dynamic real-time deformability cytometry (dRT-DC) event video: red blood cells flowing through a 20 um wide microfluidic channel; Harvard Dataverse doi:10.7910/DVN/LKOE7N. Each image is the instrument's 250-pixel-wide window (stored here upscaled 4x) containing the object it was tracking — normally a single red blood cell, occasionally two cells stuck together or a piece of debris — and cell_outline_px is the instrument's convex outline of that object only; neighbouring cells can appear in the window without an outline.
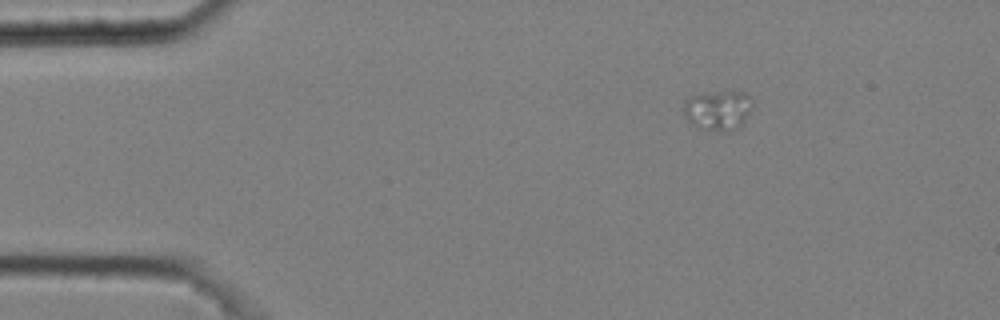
{"species": "common noctule bat (a hibernating species)", "species_latin": "Nyctalus noctula", "temperature_condition": "cold", "stored_images_in_passage": 4, "camera_frame_rate_fps": 3000, "um_per_image_px": 0.085, "animal": {"sex": "male", "body_mass_g": 20.4}, "frame": {"image": 1, "passage_image": 1, "time_ms": 0.0, "image_size_px": [1000, 320], "cell_outline_px": [[752, 104], [744, 120], [732, 132], [724, 132], [696, 128], [684, 116], [684, 100], [688, 96], [704, 92], [744, 92], [752, 96]], "centroid_in_image_um": [60.98, 9.36], "position_along_channel_um": 24.0, "area_um2": 16.18}}